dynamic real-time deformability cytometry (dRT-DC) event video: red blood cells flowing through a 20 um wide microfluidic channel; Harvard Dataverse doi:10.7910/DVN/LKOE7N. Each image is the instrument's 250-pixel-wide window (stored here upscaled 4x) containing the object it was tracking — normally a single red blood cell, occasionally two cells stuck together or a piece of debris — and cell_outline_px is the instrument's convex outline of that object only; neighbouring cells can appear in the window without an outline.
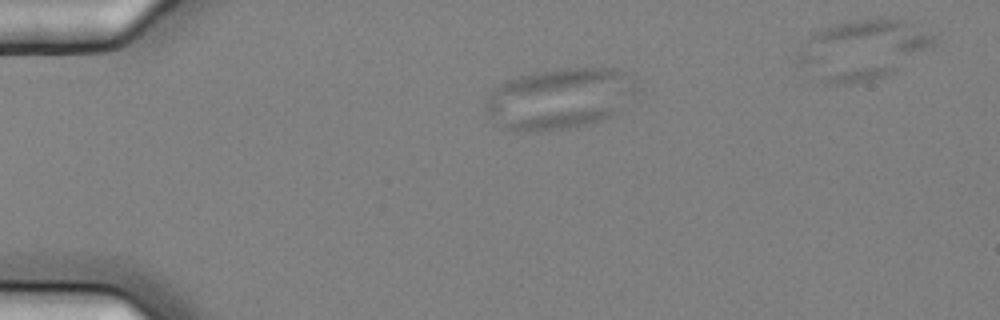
{"species": "common noctule bat (a hibernating species)", "species_latin": "Nyctalus noctula", "temperature_condition": "cold", "stored_images_in_passage": 3, "camera_frame_rate_fps": 3000, "um_per_image_px": 0.085, "animal": {"sex": "female", "body_mass_g": 25.1}, "frame": {"image": 1, "passage_image": 1, "time_ms": 0.0, "image_size_px": [1000, 320], "cell_outline_px": [[636, 88], [616, 112], [604, 120], [568, 128], [536, 132], [520, 132], [504, 128], [496, 124], [484, 112], [484, 100], [500, 84], [508, 80], [532, 72], [560, 68], [620, 68], [624, 72]], "centroid_in_image_um": [47.45, 8.39], "position_along_channel_um": 37.6, "area_um2": 53.47}}
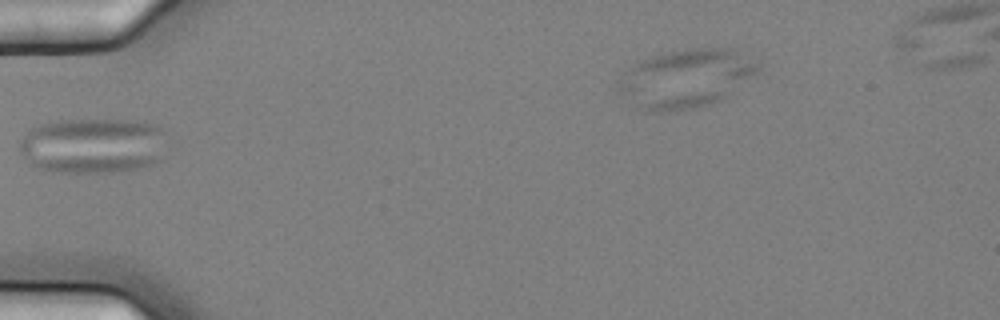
{"frame": {"image": 2, "passage_image": 3, "time_ms": 0.667, "image_size_px": [1000, 320], "cell_outline_px": [[164, 160], [152, 164], [136, 168], [112, 172], [60, 172], [40, 168], [32, 164], [20, 152], [20, 140], [32, 128], [48, 120], [128, 120], [156, 124], [160, 128], [164, 156]], "centroid_in_image_um": [7.88, 12.37], "position_along_channel_um": 77.1, "area_um2": 47.45}}